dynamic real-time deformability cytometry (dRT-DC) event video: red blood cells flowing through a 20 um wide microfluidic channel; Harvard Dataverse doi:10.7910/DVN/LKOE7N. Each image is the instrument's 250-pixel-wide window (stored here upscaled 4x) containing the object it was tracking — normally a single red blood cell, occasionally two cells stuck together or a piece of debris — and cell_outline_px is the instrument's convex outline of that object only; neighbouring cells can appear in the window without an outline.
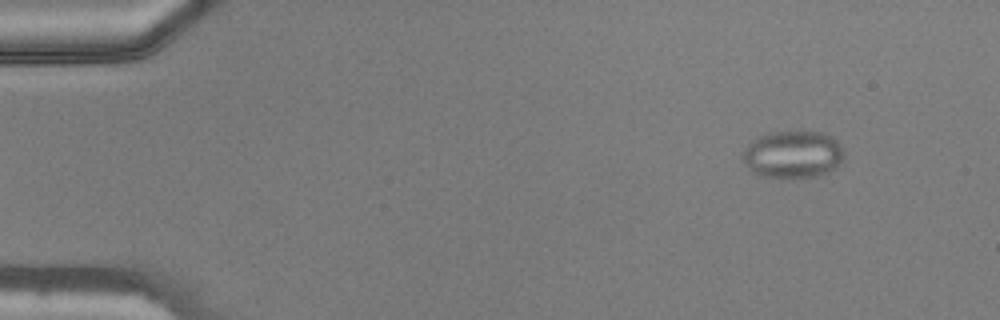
{"species": "common noctule bat (a hibernating species)", "species_latin": "Nyctalus noctula", "temperature_condition": "warm", "stored_images_in_passage": 48, "camera_frame_rate_fps": 3000, "um_per_image_px": 0.085, "animal": {"sex": "male", "body_mass_g": 20.5, "forearm_length_mm": 52.5}, "frame": {"image": 1, "passage_image": 6, "time_ms": 1.667, "image_size_px": [1000, 320], "cell_outline_px": [[844, 156], [836, 168], [828, 172], [816, 176], [760, 176], [752, 172], [748, 168], [740, 156], [744, 148], [752, 140], [760, 136], [772, 132], [824, 132], [832, 136], [840, 144]], "centroid_in_image_um": [67.38, 13.11], "position_along_channel_um": 17.6, "area_um2": 27.74}}
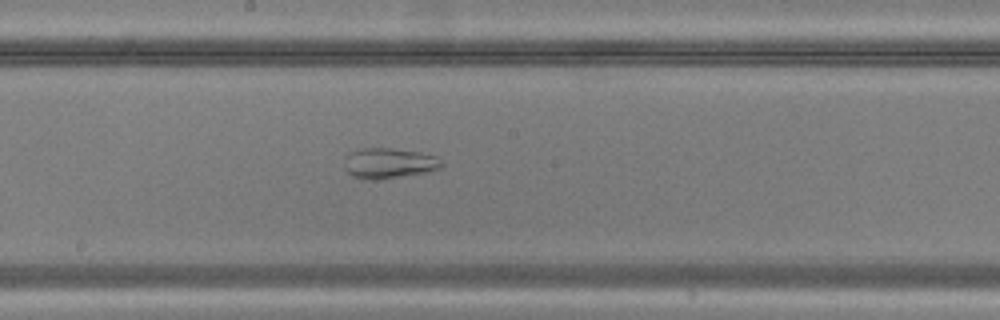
{"frame": {"image": 2, "passage_image": 27, "time_ms": 8.667, "image_size_px": [1000, 320], "cell_outline_px": [[444, 164], [440, 168], [424, 172], [376, 180], [364, 180], [352, 176], [348, 172], [344, 164], [348, 152], [364, 148], [392, 148], [420, 152], [436, 156]], "centroid_in_image_um": [33.03, 13.87], "position_along_channel_um": 215.2, "area_um2": 17.17}}
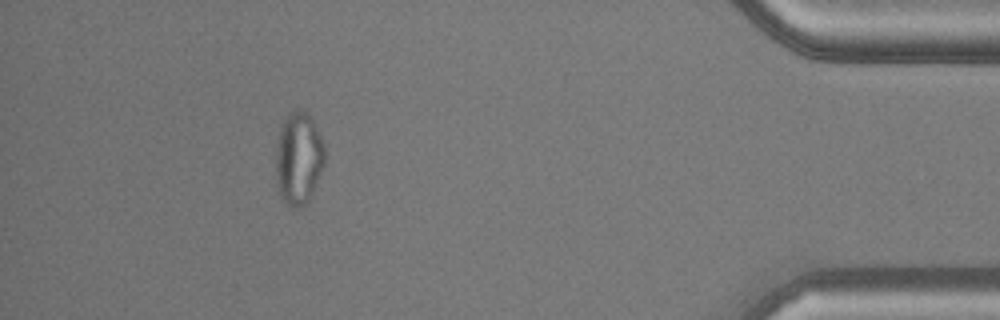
{"frame": {"image": 3, "passage_image": 44, "time_ms": 14.333, "image_size_px": [1000, 320], "cell_outline_px": [[324, 164], [312, 192], [308, 200], [300, 208], [288, 208], [284, 204], [276, 180], [276, 152], [280, 128], [288, 112], [296, 108], [300, 108], [308, 112], [312, 116], [324, 144]], "centroid_in_image_um": [25.37, 13.42], "position_along_channel_um": 409.8, "area_um2": 26.59}}